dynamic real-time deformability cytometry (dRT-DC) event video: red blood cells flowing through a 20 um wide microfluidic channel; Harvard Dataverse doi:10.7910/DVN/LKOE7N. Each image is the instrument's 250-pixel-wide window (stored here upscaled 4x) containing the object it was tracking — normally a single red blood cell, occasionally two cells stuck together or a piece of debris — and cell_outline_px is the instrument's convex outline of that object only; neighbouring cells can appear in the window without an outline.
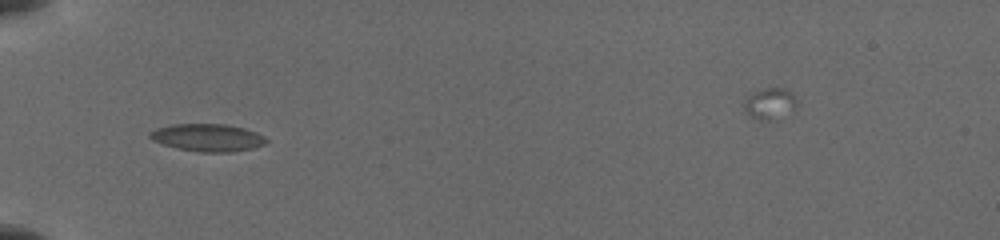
{"species": "common noctule bat (a hibernating species)", "species_latin": "Nyctalus noctula", "temperature_condition": "cold", "stored_images_in_passage": 14, "camera_frame_rate_fps": 3000, "um_per_image_px": 0.085, "animal": {"sex": "female", "body_mass_g": 19.5, "forearm_length_mm": 54.1}, "frame": {"image": 1, "passage_image": 12, "time_ms": 6.667, "image_size_px": [1000, 240], "cell_outline_px": [[268, 140], [264, 144], [252, 148], [232, 152], [200, 152], [180, 148], [164, 144], [152, 140], [148, 136], [148, 132], [156, 128], [172, 124], [224, 124], [244, 128], [256, 132], [264, 136]], "centroid_in_image_um": [17.64, 11.69], "position_along_channel_um": 67.4, "area_um2": 18.55}}
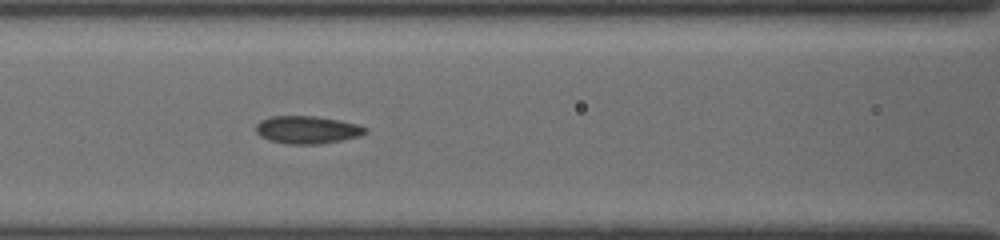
{"frame": {"image": 2, "passage_image": 14, "time_ms": 8.667, "image_size_px": [1000, 240], "cell_outline_px": [[368, 132], [360, 136], [320, 144], [288, 144], [268, 140], [260, 136], [256, 132], [256, 124], [260, 120], [272, 116], [312, 116], [340, 120], [356, 124], [368, 128]], "centroid_in_image_um": [26.11, 11.03], "position_along_channel_um": 140.5, "area_um2": 17.69}}